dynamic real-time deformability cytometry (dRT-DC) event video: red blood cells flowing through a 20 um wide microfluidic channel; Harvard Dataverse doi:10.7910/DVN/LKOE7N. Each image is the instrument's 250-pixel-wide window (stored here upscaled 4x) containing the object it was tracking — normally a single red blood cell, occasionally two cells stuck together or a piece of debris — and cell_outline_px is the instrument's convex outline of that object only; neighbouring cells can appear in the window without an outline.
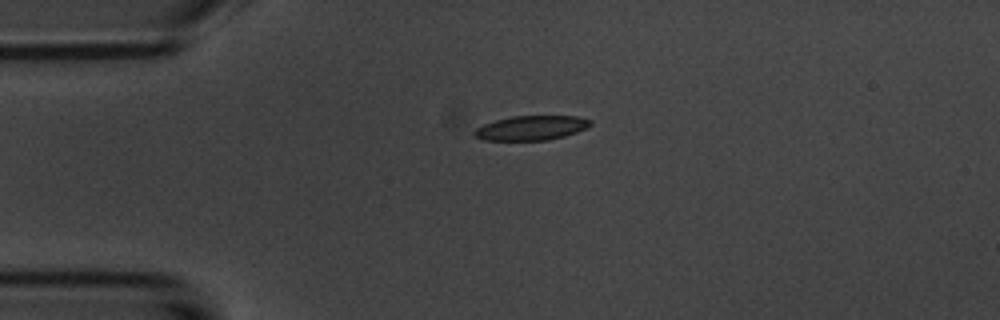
{"species": "common noctule bat (a hibernating species)", "species_latin": "Nyctalus noctula", "temperature_condition": "room temperature", "stored_images_in_passage": 2, "camera_frame_rate_fps": 3000, "um_per_image_px": 0.085, "animal": {"sex": "male", "body_mass_g": 20.1, "forearm_length_mm": 53.5}, "frame": {"image": 1, "passage_image": 2, "time_ms": 1.333, "image_size_px": [1000, 320], "cell_outline_px": [[592, 124], [576, 132], [564, 136], [548, 140], [484, 140], [472, 136], [472, 132], [476, 128], [484, 124], [496, 120], [512, 116], [576, 116], [592, 120]], "centroid_in_image_um": [45.12, 10.87], "position_along_channel_um": 39.9, "area_um2": 16.53}}